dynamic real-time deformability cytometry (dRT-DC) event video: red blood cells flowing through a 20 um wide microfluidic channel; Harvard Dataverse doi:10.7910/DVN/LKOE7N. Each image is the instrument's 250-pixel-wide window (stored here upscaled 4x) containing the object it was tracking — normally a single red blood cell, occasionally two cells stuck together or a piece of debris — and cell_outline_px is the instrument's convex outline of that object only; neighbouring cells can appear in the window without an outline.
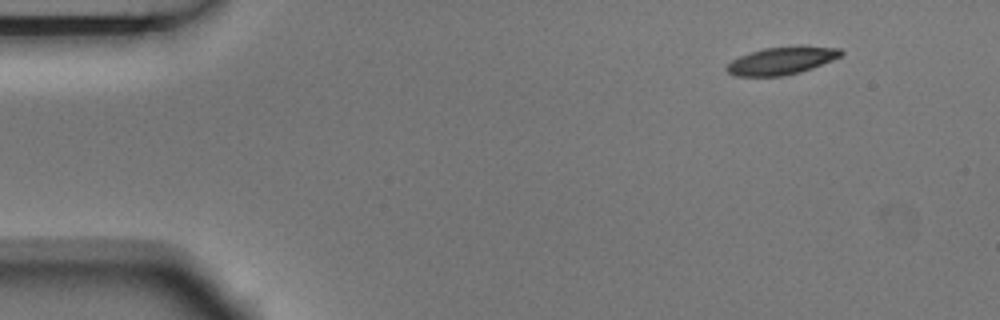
{"species": "Egyptian fruit bat (a non-hibernating species)", "species_latin": "Rousettus aegyptiacus", "temperature_condition": "room temperature", "stored_images_in_passage": 10, "camera_frame_rate_fps": 3000, "um_per_image_px": 0.085, "animal": {"sex": "male"}, "frame": {"image": 1, "passage_image": 1, "time_ms": 0.0, "image_size_px": [1000, 320], "cell_outline_px": [[844, 52], [840, 56], [832, 60], [812, 68], [800, 72], [784, 76], [736, 76], [728, 72], [724, 68], [732, 60], [740, 56], [764, 48], [796, 44], [800, 44], [840, 48]], "centroid_in_image_um": [66.48, 5.13], "position_along_channel_um": 18.5, "area_um2": 18.73}}
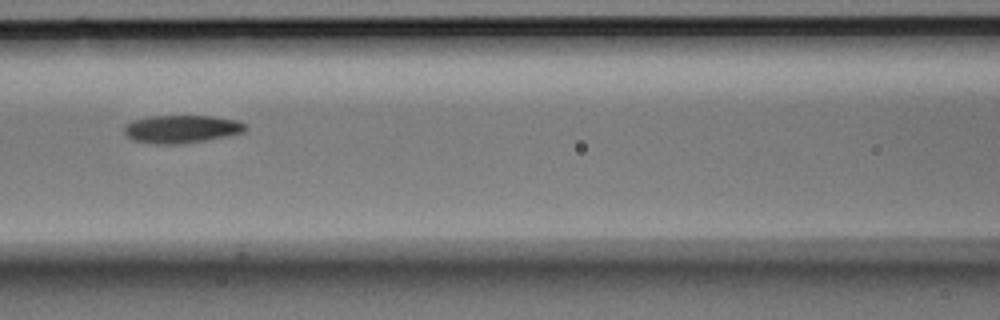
{"frame": {"image": 2, "passage_image": 6, "time_ms": 1.667, "image_size_px": [1000, 320], "cell_outline_px": [[248, 128], [244, 132], [228, 136], [180, 144], [156, 144], [132, 140], [124, 132], [124, 124], [132, 120], [148, 116], [212, 116], [236, 120], [244, 124]], "centroid_in_image_um": [15.4, 10.96], "position_along_channel_um": 151.2, "area_um2": 19.77}}
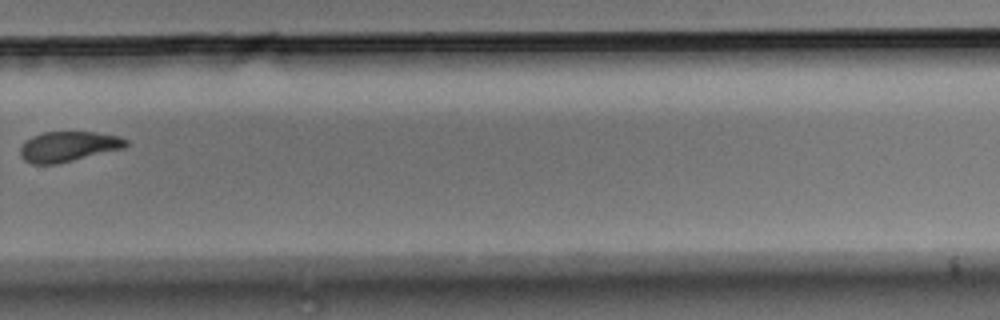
{"frame": {"image": 3, "passage_image": 10, "time_ms": 3.0, "image_size_px": [1000, 320], "cell_outline_px": [[128, 144], [124, 148], [56, 164], [32, 164], [24, 160], [20, 156], [20, 148], [32, 136], [44, 132], [96, 132], [116, 136], [128, 140]], "centroid_in_image_um": [5.8, 12.46], "position_along_channel_um": 324.0, "area_um2": 18.38}}